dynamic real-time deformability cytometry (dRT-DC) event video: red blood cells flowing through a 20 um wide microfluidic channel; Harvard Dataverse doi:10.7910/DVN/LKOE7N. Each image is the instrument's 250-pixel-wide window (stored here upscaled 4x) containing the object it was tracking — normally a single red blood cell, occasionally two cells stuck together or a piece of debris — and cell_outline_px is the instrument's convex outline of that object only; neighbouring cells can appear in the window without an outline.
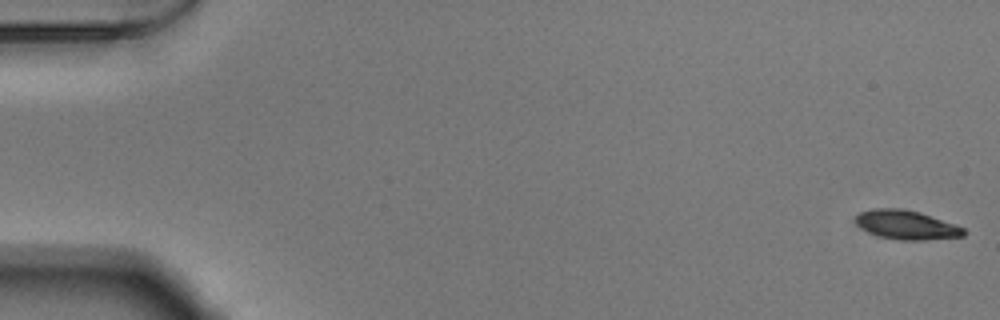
{"species": "Egyptian fruit bat (a non-hibernating species)", "species_latin": "Rousettus aegyptiacus", "temperature_condition": "warm", "stored_images_in_passage": 54, "segment_of_instrument_passage": [1, 2], "camera_frame_rate_fps": 3000, "um_per_image_px": 0.085, "animal": {"sex": "male"}, "frame": {"image": 1, "passage_image": 1, "time_ms": 0.0, "image_size_px": [1000, 320], "cell_outline_px": [[968, 232], [964, 236], [924, 240], [900, 240], [880, 236], [868, 232], [860, 228], [856, 224], [856, 216], [860, 212], [872, 208], [904, 208], [920, 212], [956, 224], [964, 228]], "centroid_in_image_um": [77.07, 19.1], "position_along_channel_um": 7.9, "area_um2": 18.5}}
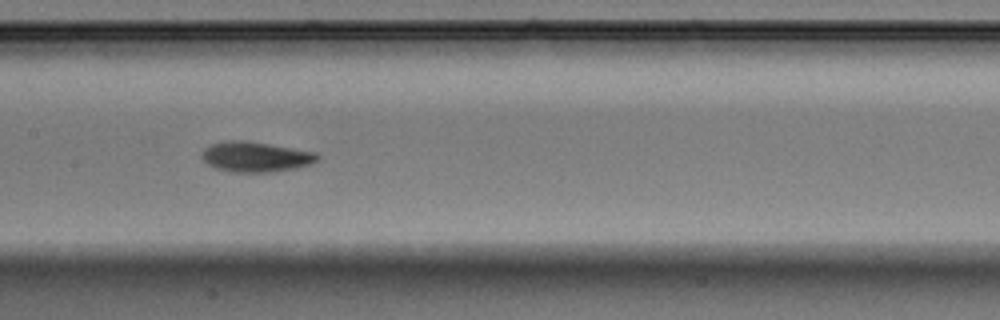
{"frame": {"image": 2, "passage_image": 27, "time_ms": 8.667, "image_size_px": [1000, 320], "cell_outline_px": [[320, 160], [312, 164], [296, 168], [272, 172], [232, 172], [216, 168], [208, 164], [200, 156], [200, 152], [204, 148], [212, 144], [228, 140], [244, 140], [316, 152], [320, 156]], "centroid_in_image_um": [21.74, 13.33], "position_along_channel_um": 185.7, "area_um2": 20.46}}
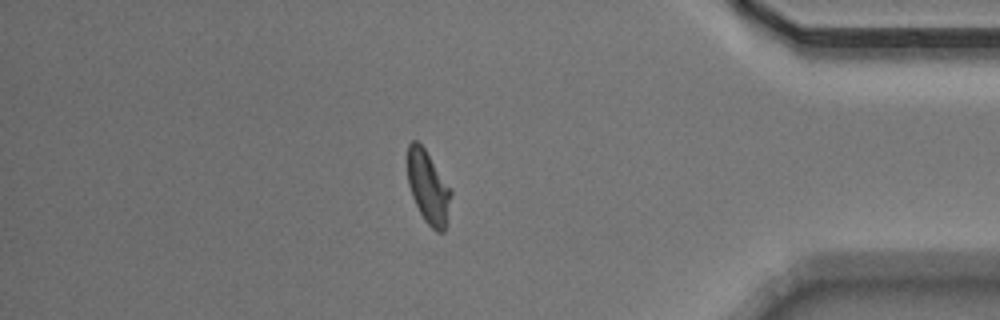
{"frame": {"image": 3, "passage_image": 46, "time_ms": 15.0, "image_size_px": [1000, 320], "cell_outline_px": [[452, 192], [444, 232], [436, 232], [424, 220], [412, 196], [408, 184], [408, 144], [412, 140], [416, 140], [424, 148]], "centroid_in_image_um": [36.38, 15.93], "position_along_channel_um": 398.8, "area_um2": 17.92}}